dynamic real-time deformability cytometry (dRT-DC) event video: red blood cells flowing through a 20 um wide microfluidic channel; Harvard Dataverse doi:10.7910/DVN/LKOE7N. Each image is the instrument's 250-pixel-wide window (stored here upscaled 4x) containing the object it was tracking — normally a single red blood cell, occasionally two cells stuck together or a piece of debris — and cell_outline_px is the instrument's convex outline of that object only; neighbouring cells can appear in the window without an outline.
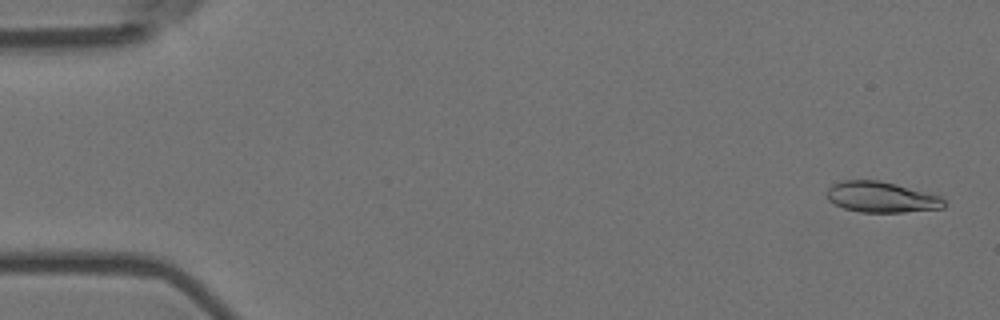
{"species": "Egyptian fruit bat (a non-hibernating species)", "species_latin": "Rousettus aegyptiacus", "temperature_condition": "room temperature", "stored_images_in_passage": 7, "camera_frame_rate_fps": 3000, "um_per_image_px": 0.085, "animal": {"sex": "female"}, "frame": {"image": 1, "passage_image": 1, "time_ms": 0.0, "image_size_px": [1000, 320], "cell_outline_px": [[944, 208], [904, 212], [860, 212], [844, 208], [828, 200], [824, 192], [832, 184], [844, 180], [880, 180], [896, 184], [940, 196], [944, 200]], "centroid_in_image_um": [74.87, 16.75], "position_along_channel_um": 10.1, "area_um2": 20.98}}
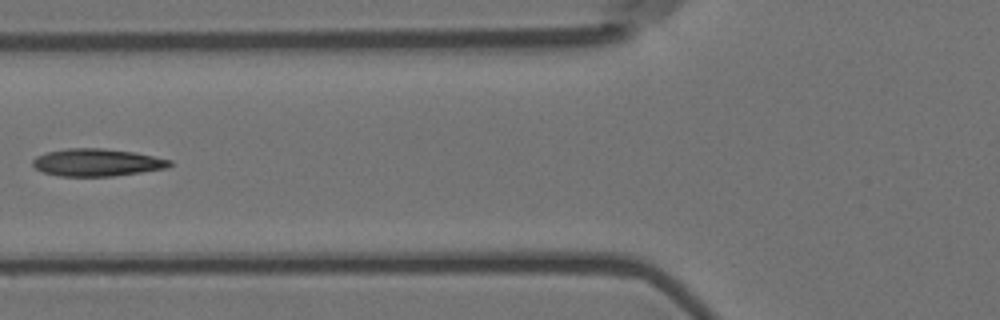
{"frame": {"image": 2, "passage_image": 6, "time_ms": 1.667, "image_size_px": [1000, 320], "cell_outline_px": [[172, 164], [168, 168], [112, 176], [60, 176], [44, 172], [36, 168], [32, 164], [32, 160], [36, 156], [48, 152], [68, 148], [100, 148], [136, 152], [172, 160]], "centroid_in_image_um": [8.27, 13.8], "position_along_channel_um": 117.5, "area_um2": 21.85}}
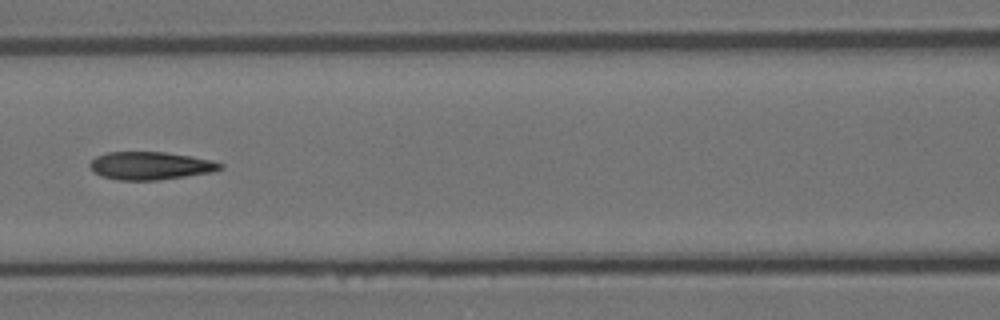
{"frame": {"image": 3, "passage_image": 7, "time_ms": 2.0, "image_size_px": [1000, 320], "cell_outline_px": [[224, 168], [212, 172], [156, 180], [116, 180], [100, 176], [92, 172], [88, 164], [96, 156], [108, 152], [164, 152], [192, 156], [212, 160], [224, 164]], "centroid_in_image_um": [12.76, 14.08], "position_along_channel_um": 153.8, "area_um2": 21.33}}